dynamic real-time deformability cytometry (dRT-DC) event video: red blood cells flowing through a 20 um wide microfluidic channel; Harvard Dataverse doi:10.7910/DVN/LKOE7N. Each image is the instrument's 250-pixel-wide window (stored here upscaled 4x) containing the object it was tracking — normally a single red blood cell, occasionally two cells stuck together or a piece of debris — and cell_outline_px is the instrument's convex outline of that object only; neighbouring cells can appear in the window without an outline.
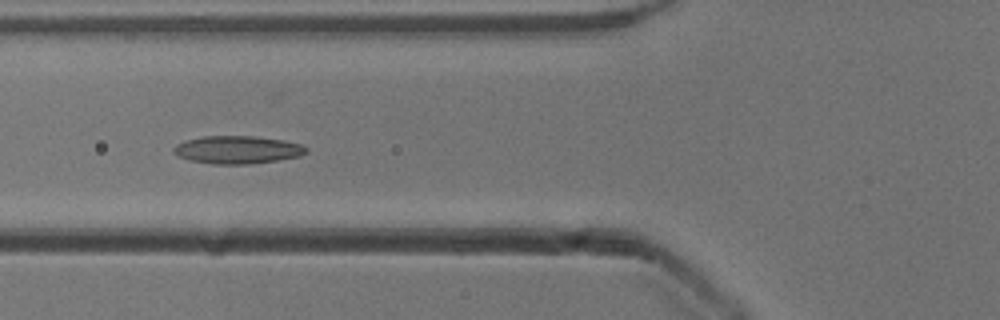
{"species": "common noctule bat (a hibernating species)", "species_latin": "Nyctalus noctula", "temperature_condition": "cold", "stored_images_in_passage": 19, "camera_frame_rate_fps": 3000, "um_per_image_px": 0.085, "animal": {"sex": "male", "body_mass_g": 13.3}, "frame": {"image": 1, "passage_image": 6, "time_ms": 1.667, "image_size_px": [1000, 320], "cell_outline_px": [[308, 152], [300, 156], [276, 160], [248, 164], [212, 164], [188, 160], [172, 152], [172, 148], [176, 144], [184, 140], [204, 136], [252, 136], [284, 140], [300, 144], [308, 148]], "centroid_in_image_um": [20.15, 12.72], "position_along_channel_um": 105.6, "area_um2": 21.56}}
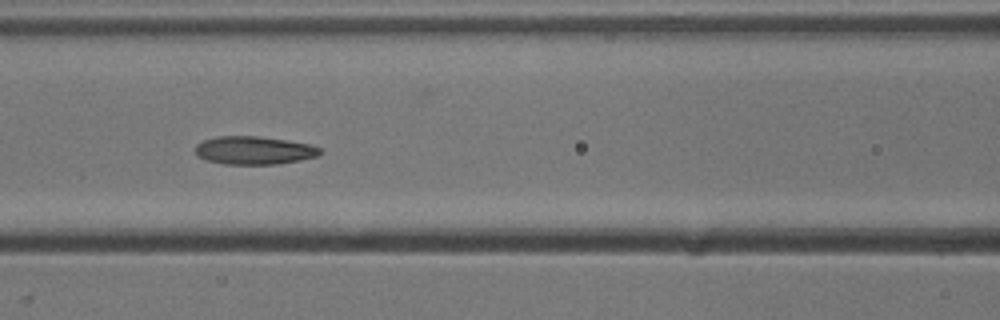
{"frame": {"image": 2, "passage_image": 9, "time_ms": 2.667, "image_size_px": [1000, 320], "cell_outline_px": [[320, 152], [316, 156], [300, 160], [276, 164], [224, 164], [208, 160], [196, 156], [196, 144], [204, 140], [216, 136], [260, 136], [308, 144], [320, 148]], "centroid_in_image_um": [21.54, 12.78], "position_along_channel_um": 145.1, "area_um2": 20.23}}